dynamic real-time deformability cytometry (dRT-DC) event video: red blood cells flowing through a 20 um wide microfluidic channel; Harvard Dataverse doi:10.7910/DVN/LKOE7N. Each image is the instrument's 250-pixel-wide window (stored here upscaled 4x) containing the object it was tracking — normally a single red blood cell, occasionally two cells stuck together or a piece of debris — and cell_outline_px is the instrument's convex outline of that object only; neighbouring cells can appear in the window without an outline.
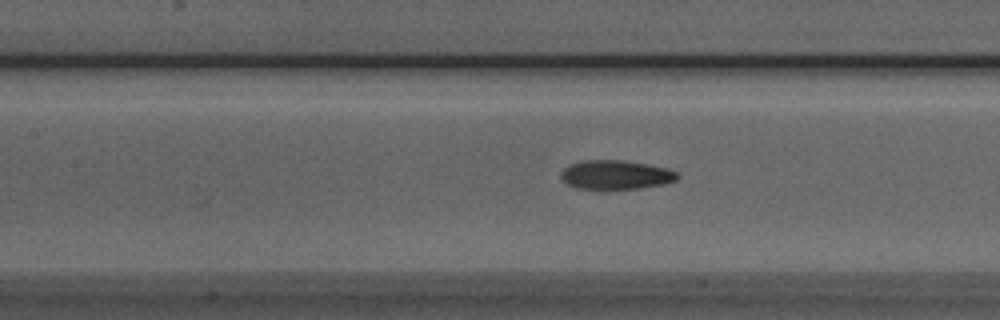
{"species": "Egyptian fruit bat (a non-hibernating species)", "species_latin": "Rousettus aegyptiacus", "temperature_condition": "room temperature", "stored_images_in_passage": 42, "camera_frame_rate_fps": 3000, "um_per_image_px": 0.085, "animal": {"sex": "male"}, "frame": {"image": 1, "passage_image": 12, "time_ms": 3.667, "image_size_px": [1000, 320], "cell_outline_px": [[680, 176], [676, 180], [664, 184], [640, 188], [604, 192], [576, 188], [568, 184], [560, 176], [560, 172], [564, 168], [572, 164], [584, 160], [620, 160], [644, 164], [664, 168], [676, 172]], "centroid_in_image_um": [52.29, 14.91], "position_along_channel_um": 155.1, "area_um2": 20.17}}
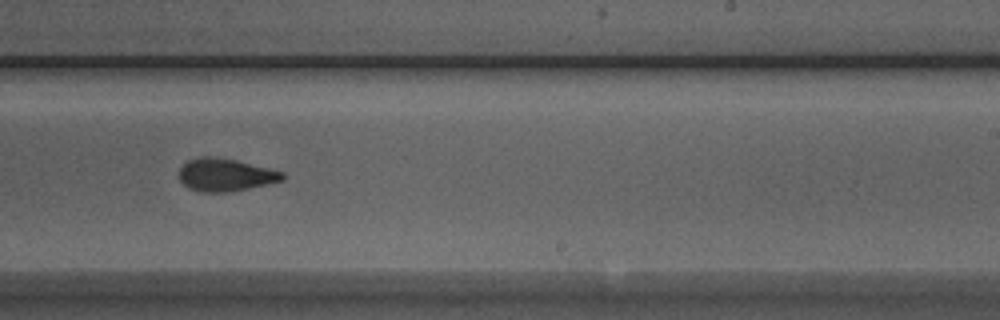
{"frame": {"image": 2, "passage_image": 21, "time_ms": 6.667, "image_size_px": [1000, 320], "cell_outline_px": [[288, 176], [284, 180], [248, 188], [228, 192], [200, 192], [188, 188], [176, 176], [180, 168], [188, 160], [200, 156], [212, 156], [236, 160], [284, 172]], "centroid_in_image_um": [19.14, 14.86], "position_along_channel_um": 269.9, "area_um2": 19.88}}
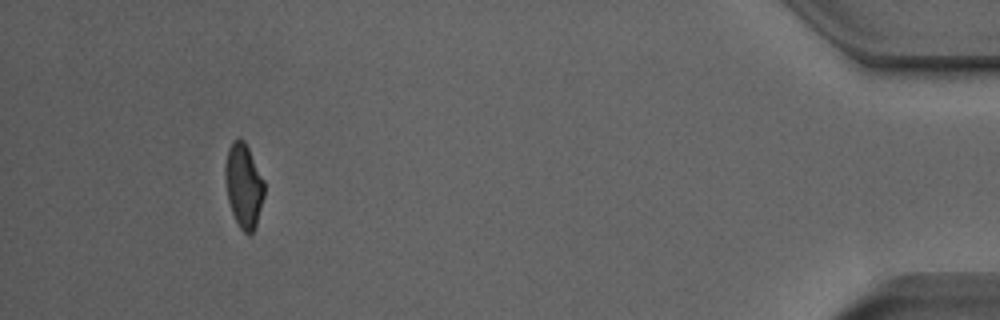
{"frame": {"image": 3, "passage_image": 38, "time_ms": 12.333, "image_size_px": [1000, 320], "cell_outline_px": [[264, 196], [256, 228], [248, 236], [240, 228], [232, 212], [228, 200], [224, 176], [224, 168], [228, 148], [232, 140], [244, 140], [264, 180]], "centroid_in_image_um": [20.71, 15.8], "position_along_channel_um": 414.5, "area_um2": 19.19}, "authors_computed_cell_mechanics": {"area_um2": 19.8832, "velocity_mm_per_s": 3.8394, "shape_relaxation_time_tau1_ms": 6.2725, "shape_relaxation_time_tau2_ms": 2.0348, "deformation_change_tau1": 0.1813, "deformation_change_tau2": 0.0857}}